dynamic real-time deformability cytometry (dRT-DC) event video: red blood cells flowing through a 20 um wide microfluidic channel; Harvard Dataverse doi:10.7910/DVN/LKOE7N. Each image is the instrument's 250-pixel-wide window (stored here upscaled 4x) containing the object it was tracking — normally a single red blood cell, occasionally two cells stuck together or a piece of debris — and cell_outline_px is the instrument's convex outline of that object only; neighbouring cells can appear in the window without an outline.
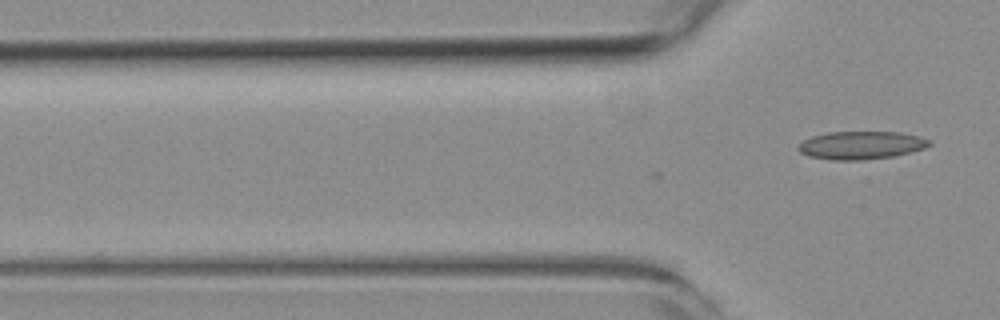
{"species": "common noctule bat (a hibernating species)", "species_latin": "Nyctalus noctula", "temperature_condition": "room temperature", "stored_images_in_passage": 2, "camera_frame_rate_fps": 3000, "um_per_image_px": 0.085, "animal": {"sex": "female", "body_mass_g": 19.3, "forearm_length_mm": 54.1}, "frame": {"image": 1, "passage_image": 2, "time_ms": 0.333, "image_size_px": [1000, 320], "cell_outline_px": [[932, 144], [924, 148], [892, 156], [864, 160], [832, 160], [808, 156], [800, 152], [796, 148], [804, 140], [812, 136], [828, 132], [900, 132], [920, 136], [932, 140]], "centroid_in_image_um": [73.2, 12.34], "position_along_channel_um": 52.6, "area_um2": 21.39}}